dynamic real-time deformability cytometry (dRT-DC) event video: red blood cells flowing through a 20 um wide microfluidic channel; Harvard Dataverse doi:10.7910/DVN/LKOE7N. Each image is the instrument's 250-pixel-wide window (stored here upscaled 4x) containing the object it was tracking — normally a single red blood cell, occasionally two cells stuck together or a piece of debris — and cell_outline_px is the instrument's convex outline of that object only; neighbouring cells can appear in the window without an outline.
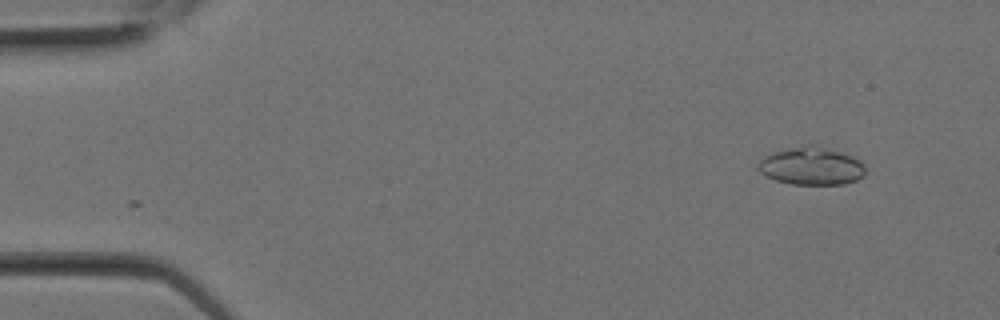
{"species": "Egyptian fruit bat (a non-hibernating species)", "species_latin": "Rousettus aegyptiacus", "temperature_condition": "room temperature", "stored_images_in_passage": 10, "camera_frame_rate_fps": 3000, "um_per_image_px": 0.085, "animal": {"sex": "female"}, "frame": {"image": 1, "passage_image": 1, "time_ms": 0.0, "image_size_px": [1000, 320], "cell_outline_px": [[864, 176], [856, 180], [844, 184], [792, 184], [776, 180], [760, 172], [760, 160], [764, 156], [776, 152], [808, 144], [816, 144], [852, 156], [860, 160], [864, 164]], "centroid_in_image_um": [69.02, 14.11], "position_along_channel_um": 16.0, "area_um2": 23.29}}
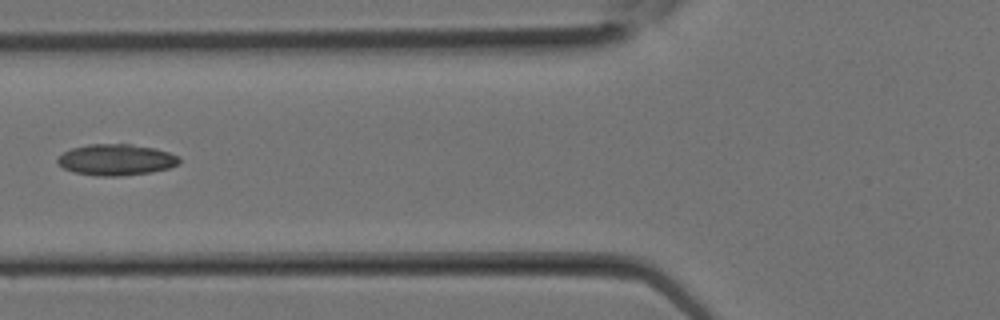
{"frame": {"image": 2, "passage_image": 9, "time_ms": 2.667, "image_size_px": [1000, 320], "cell_outline_px": [[180, 164], [168, 168], [152, 172], [120, 176], [96, 176], [76, 172], [64, 168], [56, 160], [64, 152], [72, 148], [88, 144], [132, 144], [156, 148], [180, 156]], "centroid_in_image_um": [9.92, 13.57], "position_along_channel_um": 115.9, "area_um2": 22.14}}